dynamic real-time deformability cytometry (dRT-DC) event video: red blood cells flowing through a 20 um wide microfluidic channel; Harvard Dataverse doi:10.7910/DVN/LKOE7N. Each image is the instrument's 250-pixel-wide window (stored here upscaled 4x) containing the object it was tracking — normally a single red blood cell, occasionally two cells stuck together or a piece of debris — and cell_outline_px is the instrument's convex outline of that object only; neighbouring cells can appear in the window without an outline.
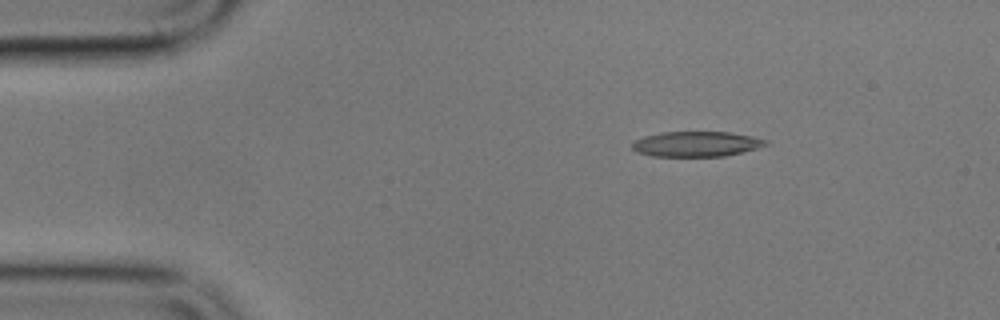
{"species": "common noctule bat (a hibernating species)", "species_latin": "Nyctalus noctula", "temperature_condition": "cold", "stored_images_in_passage": 6, "camera_frame_rate_fps": 3000, "um_per_image_px": 0.085, "animal": {"sex": "male", "body_mass_g": 17.9}, "frame": {"image": 1, "passage_image": 3, "time_ms": 2.0, "image_size_px": [1000, 320], "cell_outline_px": [[768, 144], [756, 148], [724, 156], [652, 156], [636, 152], [632, 148], [632, 144], [636, 140], [644, 136], [664, 132], [732, 132], [752, 136], [768, 140]], "centroid_in_image_um": [59.19, 12.23], "position_along_channel_um": 25.8, "area_um2": 19.48}}
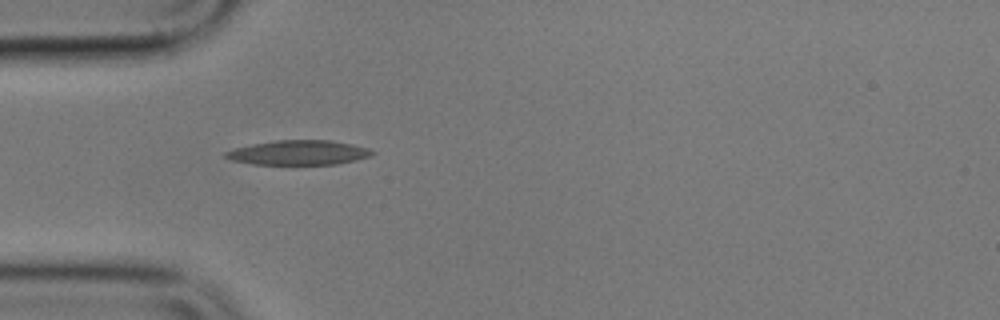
{"frame": {"image": 2, "passage_image": 5, "time_ms": 4.667, "image_size_px": [1000, 320], "cell_outline_px": [[376, 152], [372, 156], [356, 160], [336, 164], [252, 164], [228, 160], [224, 156], [224, 152], [236, 148], [252, 144], [276, 140], [328, 140], [352, 144], [368, 148]], "centroid_in_image_um": [25.38, 12.97], "position_along_channel_um": 59.6, "area_um2": 21.04}}
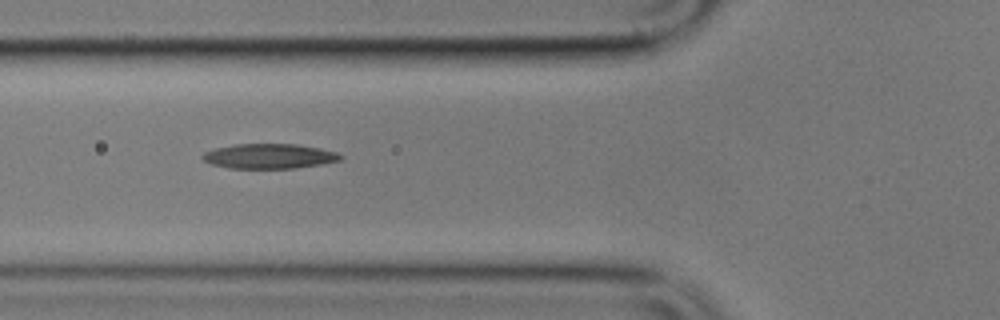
{"frame": {"image": 3, "passage_image": 6, "time_ms": 6.0, "image_size_px": [1000, 320], "cell_outline_px": [[344, 156], [340, 160], [320, 164], [296, 168], [228, 168], [212, 164], [204, 160], [200, 156], [204, 152], [216, 148], [236, 144], [296, 144], [320, 148], [336, 152]], "centroid_in_image_um": [22.88, 13.27], "position_along_channel_um": 102.9, "area_um2": 19.88}}